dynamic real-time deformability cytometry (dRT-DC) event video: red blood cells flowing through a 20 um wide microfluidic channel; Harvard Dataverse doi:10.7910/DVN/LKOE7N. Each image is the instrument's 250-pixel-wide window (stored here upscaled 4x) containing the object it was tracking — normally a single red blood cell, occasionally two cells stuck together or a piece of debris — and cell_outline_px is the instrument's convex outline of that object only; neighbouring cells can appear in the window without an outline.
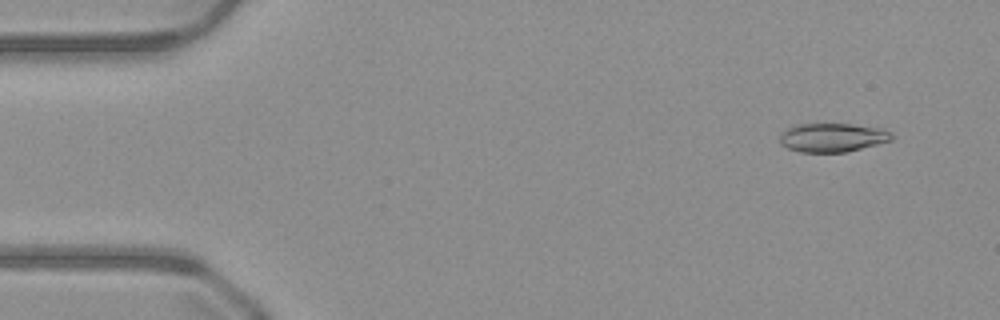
{"species": "common noctule bat (a hibernating species)", "species_latin": "Nyctalus noctula", "temperature_condition": "warm", "stored_images_in_passage": 50, "camera_frame_rate_fps": 3000, "um_per_image_px": 0.085, "animal": {"sex": "male", "body_mass_g": 23.1, "forearm_length_mm": 52.7}, "frame": {"image": 1, "passage_image": 4, "time_ms": 1.0, "image_size_px": [1000, 320], "cell_outline_px": [[896, 136], [892, 140], [848, 152], [800, 152], [788, 148], [780, 144], [780, 136], [788, 128], [800, 124], [852, 124], [880, 128], [892, 132]], "centroid_in_image_um": [70.81, 11.69], "position_along_channel_um": 14.2, "area_um2": 18.79}}
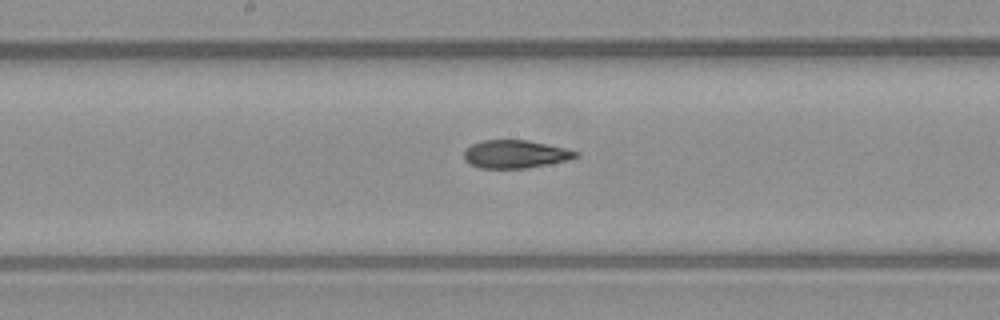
{"frame": {"image": 2, "passage_image": 26, "time_ms": 8.333, "image_size_px": [1000, 320], "cell_outline_px": [[580, 156], [568, 160], [548, 164], [524, 168], [480, 168], [468, 164], [464, 160], [464, 152], [472, 144], [484, 140], [528, 140], [564, 148], [580, 152]], "centroid_in_image_um": [43.8, 13.1], "position_along_channel_um": 204.4, "area_um2": 18.21}}
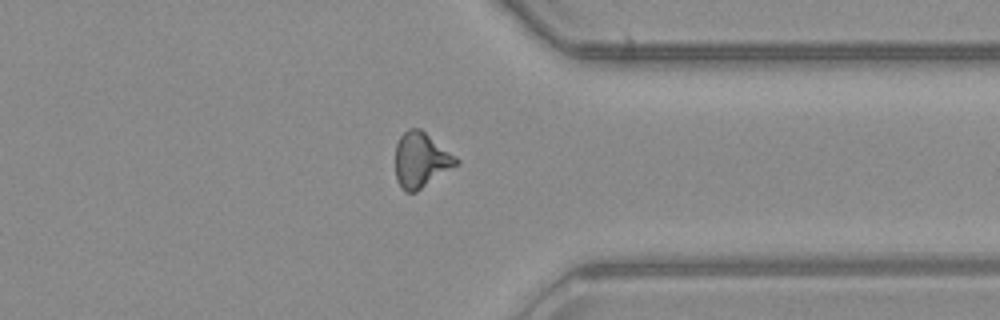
{"frame": {"image": 3, "passage_image": 39, "time_ms": 12.667, "image_size_px": [1000, 320], "cell_outline_px": [[460, 164], [416, 192], [404, 192], [400, 188], [396, 180], [396, 144], [400, 136], [408, 128], [420, 128], [456, 156], [460, 160]], "centroid_in_image_um": [35.79, 13.62], "position_along_channel_um": 375.6, "area_um2": 19.77}, "authors_computed_cell_mechanics": {"area_um2": 18.8717, "velocity_mm_per_s": 4.0896, "shape_relaxation_time_tau1_ms": null, "shape_relaxation_time_tau2_ms": 2.3963, "deformation_change_tau1": null, "deformation_change_tau2": 0.1016}}